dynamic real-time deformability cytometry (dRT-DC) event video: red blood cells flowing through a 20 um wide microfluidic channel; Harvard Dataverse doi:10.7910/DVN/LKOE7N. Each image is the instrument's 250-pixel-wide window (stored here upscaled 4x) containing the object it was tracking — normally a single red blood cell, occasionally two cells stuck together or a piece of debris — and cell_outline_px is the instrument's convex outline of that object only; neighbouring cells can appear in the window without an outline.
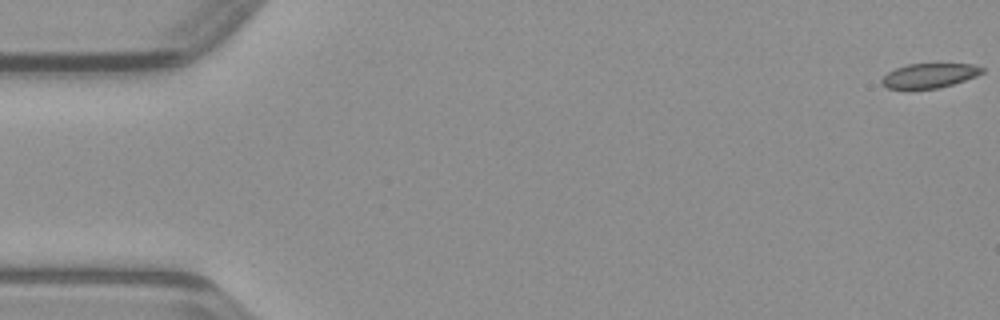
{"species": "common noctule bat (a hibernating species)", "species_latin": "Nyctalus noctula", "temperature_condition": "warm", "stored_images_in_passage": 48, "camera_frame_rate_fps": 3000, "um_per_image_px": 0.085, "animal": {"sex": "male", "body_mass_g": 23.1, "forearm_length_mm": 52.7}, "frame": {"image": 1, "passage_image": 1, "time_ms": 0.0, "image_size_px": [1000, 320], "cell_outline_px": [[984, 72], [976, 76], [952, 84], [936, 88], [888, 88], [880, 84], [880, 80], [888, 72], [896, 68], [908, 64], [972, 64], [984, 68]], "centroid_in_image_um": [78.98, 6.41], "position_along_channel_um": 6.0, "area_um2": 14.1}}
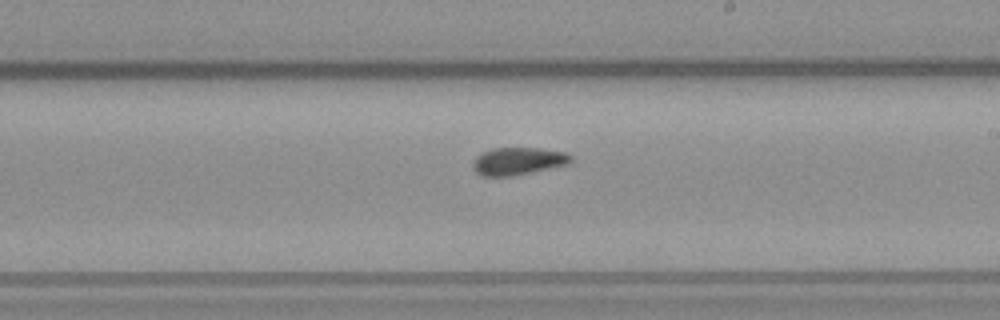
{"frame": {"image": 2, "passage_image": 28, "time_ms": 9.0, "image_size_px": [1000, 320], "cell_outline_px": [[572, 160], [568, 164], [508, 176], [484, 176], [476, 172], [472, 164], [476, 156], [492, 148], [540, 148], [564, 152], [572, 156]], "centroid_in_image_um": [44.02, 13.68], "position_along_channel_um": 245.0, "area_um2": 15.37}}
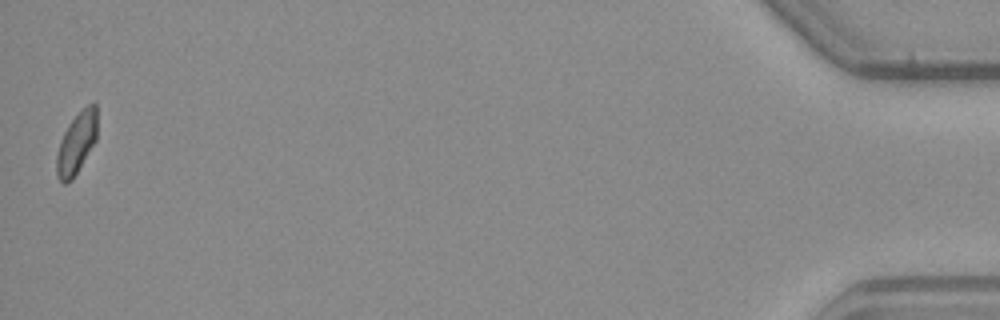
{"frame": {"image": 3, "passage_image": 48, "time_ms": 15.667, "image_size_px": [1000, 320], "cell_outline_px": [[96, 140], [72, 180], [64, 184], [56, 176], [56, 156], [60, 140], [68, 124], [88, 104], [96, 104]], "centroid_in_image_um": [6.48, 12.21], "position_along_channel_um": 428.7, "area_um2": 14.28}}